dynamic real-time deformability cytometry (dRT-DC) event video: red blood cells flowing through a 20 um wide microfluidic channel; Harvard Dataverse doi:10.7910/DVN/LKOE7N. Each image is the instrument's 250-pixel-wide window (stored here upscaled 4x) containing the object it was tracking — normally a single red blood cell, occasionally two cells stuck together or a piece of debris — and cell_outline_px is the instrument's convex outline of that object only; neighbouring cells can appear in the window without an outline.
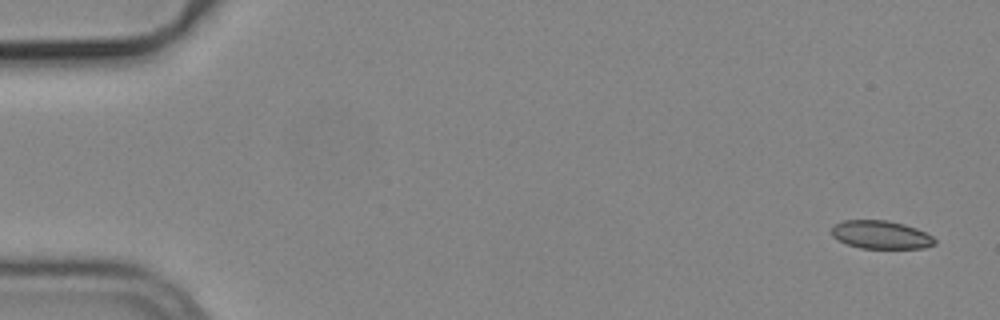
{"species": "common noctule bat (a hibernating species)", "species_latin": "Nyctalus noctula", "temperature_condition": "cold", "stored_images_in_passage": 53, "camera_frame_rate_fps": 3000, "um_per_image_px": 0.085, "animal": {"sex": "male", "body_mass_g": 19.2, "forearm_length_mm": 51.8}, "frame": {"image": 1, "passage_image": 1, "time_ms": 0.0, "image_size_px": [1000, 320], "cell_outline_px": [[936, 244], [924, 248], [860, 248], [848, 244], [832, 236], [832, 228], [836, 224], [844, 220], [888, 220], [904, 224], [916, 228], [932, 236], [936, 240]], "centroid_in_image_um": [74.9, 19.95], "position_along_channel_um": 10.1, "area_um2": 16.82}}
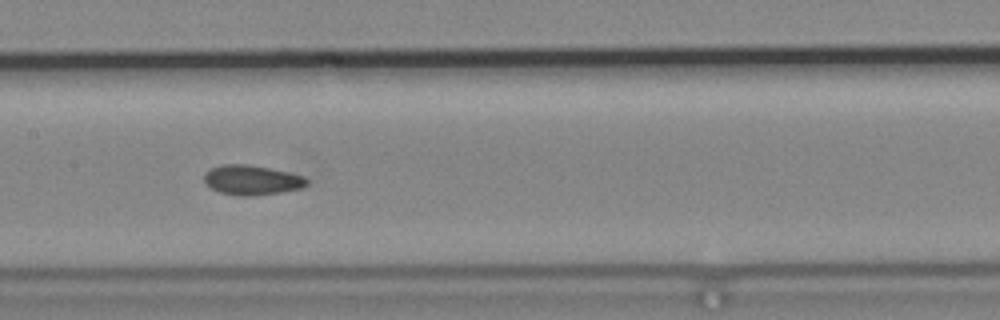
{"frame": {"image": 2, "passage_image": 26, "time_ms": 8.333, "image_size_px": [1000, 320], "cell_outline_px": [[308, 184], [300, 188], [280, 192], [252, 196], [240, 196], [220, 192], [212, 188], [204, 180], [204, 172], [220, 164], [244, 164], [268, 168], [288, 172], [304, 176], [308, 180]], "centroid_in_image_um": [21.4, 15.3], "position_along_channel_um": 186.0, "area_um2": 17.63}}
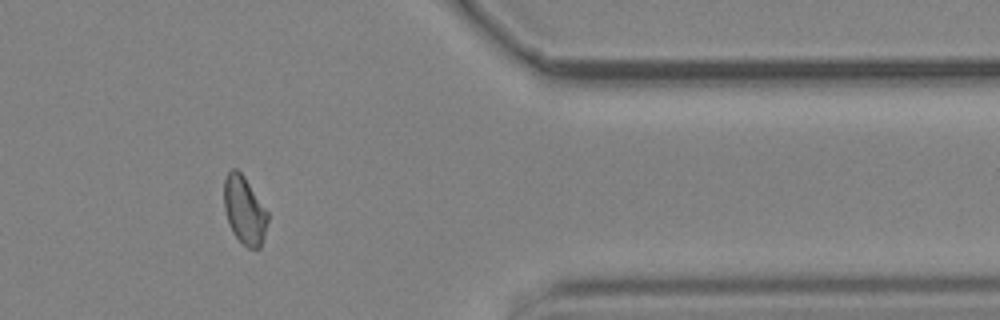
{"frame": {"image": 3, "passage_image": 44, "time_ms": 14.333, "image_size_px": [1000, 320], "cell_outline_px": [[268, 220], [264, 236], [260, 248], [248, 248], [232, 232], [224, 208], [224, 180], [228, 172], [232, 168], [236, 168], [244, 176], [268, 212]], "centroid_in_image_um": [20.77, 17.86], "position_along_channel_um": 390.6, "area_um2": 17.11}, "authors_computed_cell_mechanics": {"area_um2": 17.5134, "velocity_mm_per_s": 3.7692, "shape_relaxation_time_tau1_ms": null, "shape_relaxation_time_tau2_ms": 2.4399, "deformation_change_tau1": null, "deformation_change_tau2": 0.0535}}